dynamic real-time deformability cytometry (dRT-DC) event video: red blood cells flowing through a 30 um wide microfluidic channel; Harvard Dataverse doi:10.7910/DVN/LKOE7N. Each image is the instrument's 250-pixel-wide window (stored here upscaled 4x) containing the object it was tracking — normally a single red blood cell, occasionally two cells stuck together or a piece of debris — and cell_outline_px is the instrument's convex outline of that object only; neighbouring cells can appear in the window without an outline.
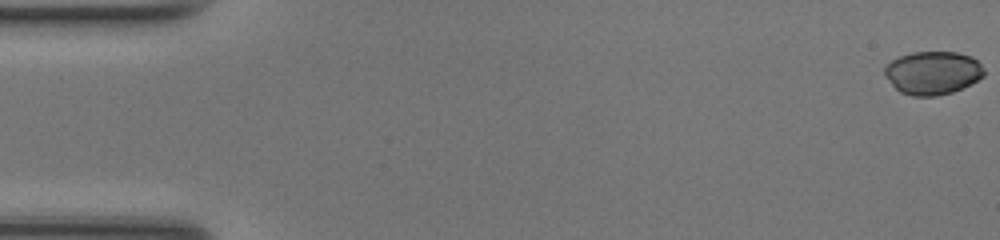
{"species": "common noctule bat (a hibernating species)", "species_latin": "Nyctalus noctula", "temperature_condition": "room temperature", "stored_images_in_passage": 50, "camera_frame_rate_fps": 3000, "um_per_image_px": 0.085, "animal": {"sex": "female", "body_mass_g": 17.0, "forearm_length_mm": 48.0}, "frame": {"image": 1, "passage_image": 1, "time_ms": 0.0, "image_size_px": [1000, 240], "cell_outline_px": [[984, 76], [952, 92], [936, 96], [912, 96], [900, 92], [884, 76], [884, 68], [892, 60], [900, 56], [912, 52], [956, 52], [972, 56], [984, 68]], "centroid_in_image_um": [79.26, 6.18], "position_along_channel_um": 5.7, "area_um2": 24.91}}
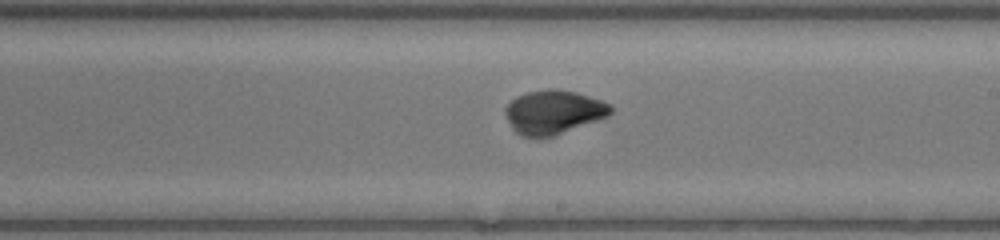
{"frame": {"image": 2, "passage_image": 29, "time_ms": 9.333, "image_size_px": [1000, 240], "cell_outline_px": [[612, 112], [608, 116], [552, 136], [520, 136], [512, 128], [504, 112], [504, 108], [516, 96], [528, 92], [552, 88], [556, 88], [576, 92], [612, 104]], "centroid_in_image_um": [47.04, 9.51], "position_along_channel_um": 242.0, "area_um2": 26.65}}
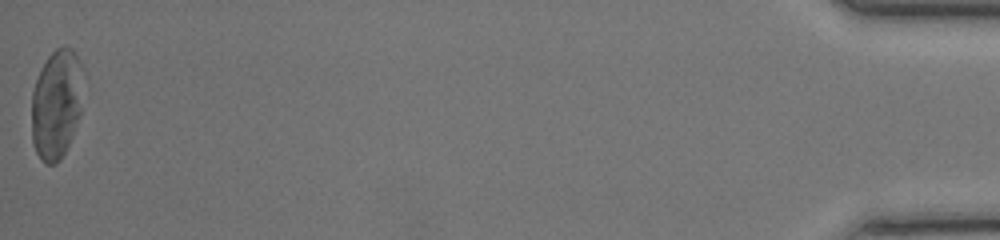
{"frame": {"image": 3, "passage_image": 50, "time_ms": 16.333, "image_size_px": [1000, 240], "cell_outline_px": [[80, 116], [72, 136], [60, 160], [56, 164], [44, 164], [40, 160], [32, 144], [32, 92], [40, 68], [48, 56], [56, 48], [72, 48], [76, 52], [80, 60]], "centroid_in_image_um": [4.75, 8.88], "position_along_channel_um": 430.4, "area_um2": 32.66}, "authors_computed_cell_mechanics": {"area_um2": 27.3683, "velocity_mm_per_s": 4.2138, "shape_relaxation_time_tau1_ms": 6.9593, "shape_relaxation_time_tau2_ms": 2.1499, "deformation_change_tau1": 0.1961, "deformation_change_tau2": 0.0545}}